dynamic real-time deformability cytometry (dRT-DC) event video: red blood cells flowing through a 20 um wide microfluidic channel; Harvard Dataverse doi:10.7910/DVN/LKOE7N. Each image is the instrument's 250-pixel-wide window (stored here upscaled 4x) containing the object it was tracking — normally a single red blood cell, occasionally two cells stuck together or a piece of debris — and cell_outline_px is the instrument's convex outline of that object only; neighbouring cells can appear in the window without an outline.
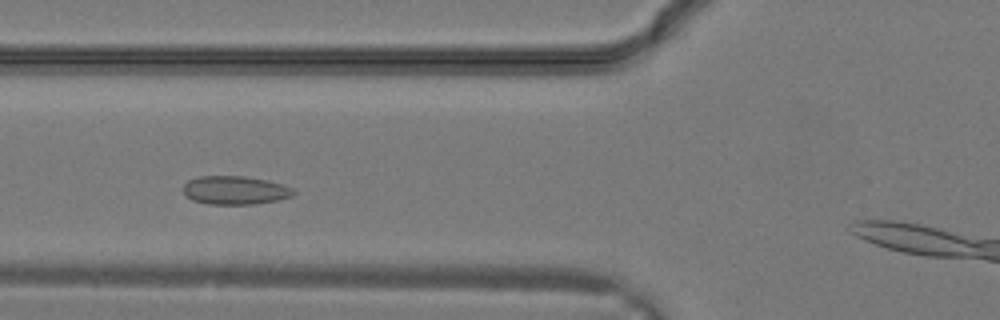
{"species": "common noctule bat (a hibernating species)", "species_latin": "Nyctalus noctula", "temperature_condition": "warm", "stored_images_in_passage": 21, "camera_frame_rate_fps": 3000, "um_per_image_px": 0.085, "animal": {"sex": "male", "body_mass_g": 19.2, "forearm_length_mm": 51.8}, "frame": {"image": 1, "passage_image": 7, "time_ms": 2.0, "image_size_px": [1000, 320], "cell_outline_px": [[296, 192], [292, 196], [276, 200], [252, 204], [208, 204], [192, 200], [184, 192], [184, 184], [188, 180], [200, 176], [244, 176], [268, 180], [292, 188]], "centroid_in_image_um": [19.97, 16.16], "position_along_channel_um": 105.8, "area_um2": 18.15}}
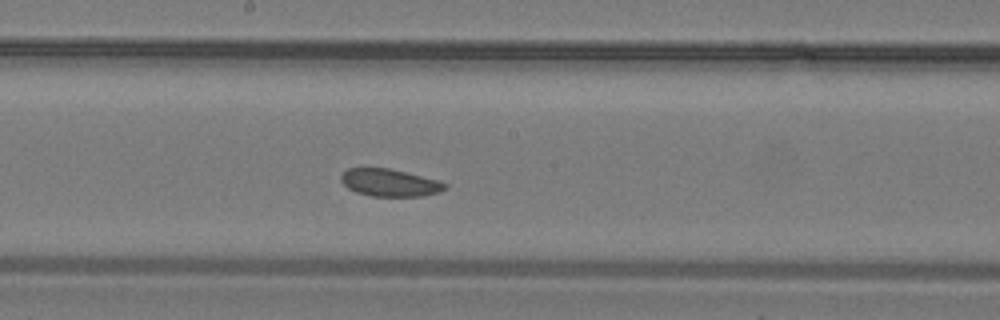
{"frame": {"image": 2, "passage_image": 12, "time_ms": 3.667, "image_size_px": [1000, 320], "cell_outline_px": [[448, 188], [440, 192], [420, 196], [372, 196], [356, 192], [348, 188], [340, 180], [340, 176], [348, 168], [388, 168], [436, 180], [448, 184]], "centroid_in_image_um": [33.11, 15.53], "position_along_channel_um": 215.1, "area_um2": 16.42}}
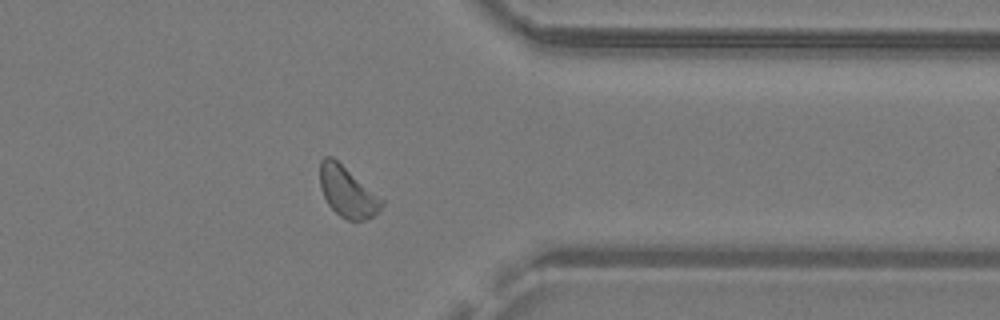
{"frame": {"image": 3, "passage_image": 20, "time_ms": 6.333, "image_size_px": [1000, 320], "cell_outline_px": [[384, 204], [372, 216], [364, 220], [348, 220], [340, 216], [328, 204], [320, 188], [320, 160], [324, 156], [332, 156], [384, 200]], "centroid_in_image_um": [29.5, 16.29], "position_along_channel_um": 381.9, "area_um2": 17.92}}